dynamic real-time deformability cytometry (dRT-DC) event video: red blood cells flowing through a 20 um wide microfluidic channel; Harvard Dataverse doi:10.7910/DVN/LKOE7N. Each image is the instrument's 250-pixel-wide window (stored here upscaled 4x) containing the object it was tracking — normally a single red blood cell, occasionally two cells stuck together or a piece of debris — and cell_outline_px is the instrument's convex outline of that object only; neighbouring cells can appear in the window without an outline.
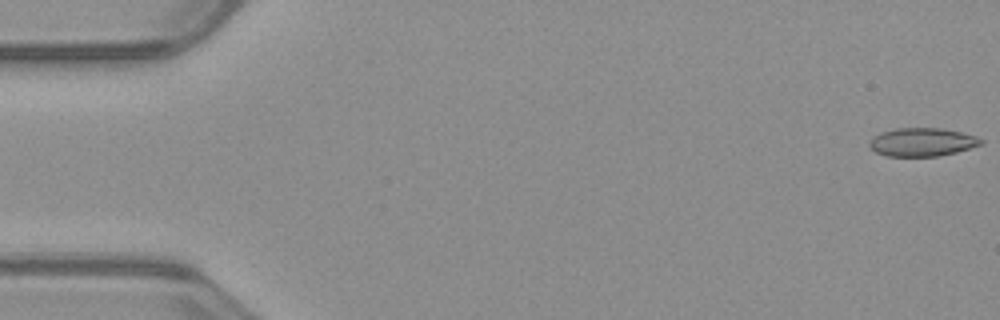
{"species": "common noctule bat (a hibernating species)", "species_latin": "Nyctalus noctula", "temperature_condition": "warm", "stored_images_in_passage": 52, "camera_frame_rate_fps": 3000, "um_per_image_px": 0.085, "animal": {"sex": "male", "body_mass_g": 23.1, "forearm_length_mm": 52.7}, "frame": {"image": 1, "passage_image": 1, "time_ms": 0.0, "image_size_px": [1000, 320], "cell_outline_px": [[984, 144], [956, 152], [940, 156], [888, 156], [876, 152], [868, 144], [872, 136], [880, 132], [896, 128], [940, 128], [960, 132], [976, 136], [984, 140]], "centroid_in_image_um": [78.39, 12.07], "position_along_channel_um": 6.6, "area_um2": 18.5}}
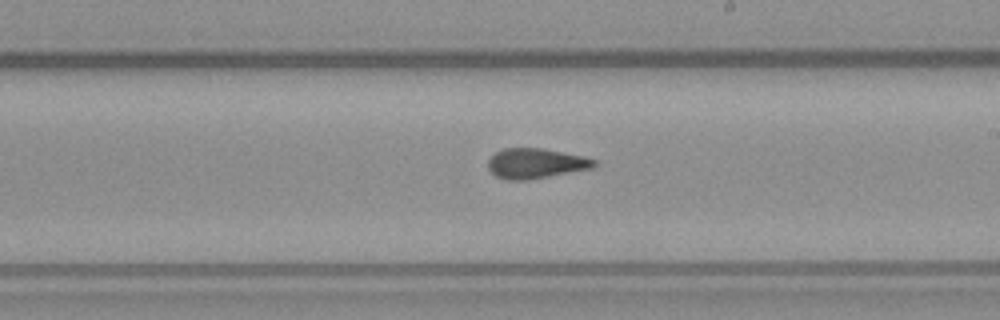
{"frame": {"image": 2, "passage_image": 30, "time_ms": 9.667, "image_size_px": [1000, 320], "cell_outline_px": [[596, 164], [592, 168], [528, 180], [508, 180], [496, 176], [488, 168], [488, 160], [496, 152], [504, 148], [544, 148], [584, 156], [596, 160]], "centroid_in_image_um": [45.54, 13.88], "position_along_channel_um": 243.5, "area_um2": 18.55}}
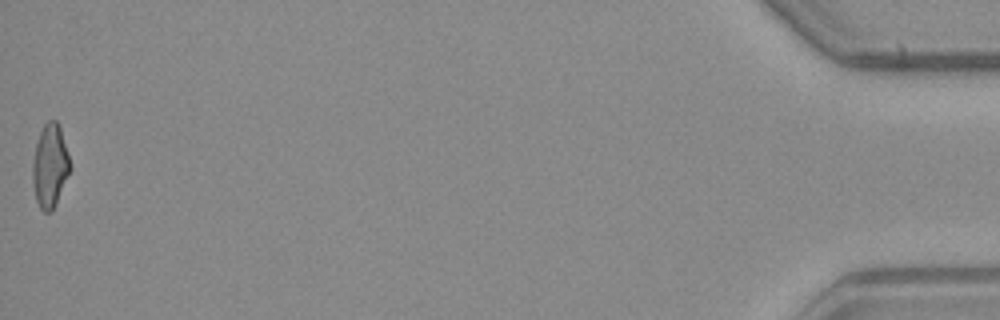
{"frame": {"image": 3, "passage_image": 52, "time_ms": 17.0, "image_size_px": [1000, 320], "cell_outline_px": [[72, 168], [56, 204], [52, 212], [44, 212], [40, 208], [36, 200], [32, 184], [32, 164], [36, 144], [40, 132], [44, 124], [48, 120], [56, 120], [60, 128], [68, 152]], "centroid_in_image_um": [4.25, 14.13], "position_along_channel_um": 430.9, "area_um2": 18.38}, "authors_computed_cell_mechanics": {"area_um2": 18.7561, "velocity_mm_per_s": 4.0054, "shape_relaxation_time_tau1_ms": null, "shape_relaxation_time_tau2_ms": 2.1425, "deformation_change_tau1": null, "deformation_change_tau2": 0.0598}}